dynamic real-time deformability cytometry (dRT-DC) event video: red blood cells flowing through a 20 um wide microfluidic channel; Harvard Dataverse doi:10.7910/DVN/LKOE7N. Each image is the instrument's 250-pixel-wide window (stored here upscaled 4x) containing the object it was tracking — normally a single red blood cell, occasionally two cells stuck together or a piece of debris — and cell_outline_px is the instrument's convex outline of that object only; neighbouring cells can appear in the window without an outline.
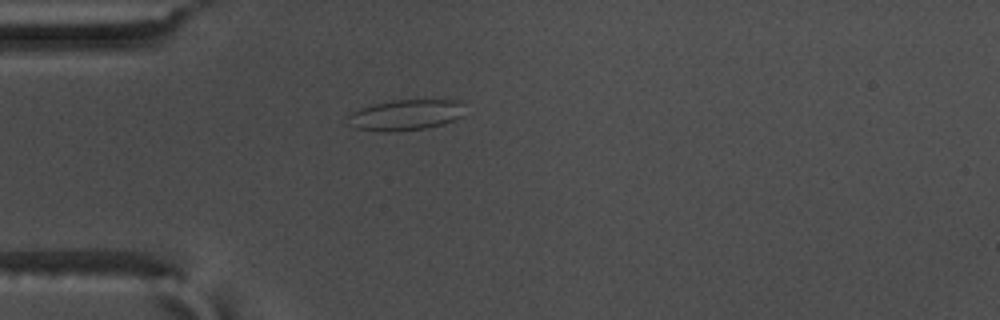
{"species": "common noctule bat (a hibernating species)", "species_latin": "Nyctalus noctula", "temperature_condition": "warm", "stored_images_in_passage": 56, "camera_frame_rate_fps": 3000, "um_per_image_px": 0.085, "animal": {"sex": "male", "body_mass_g": 17.5, "forearm_length_mm": 52.3}, "frame": {"image": 1, "passage_image": 16, "time_ms": 5.0, "image_size_px": [1000, 320], "cell_outline_px": [[464, 104], [460, 116], [456, 120], [444, 124], [424, 128], [400, 132], [380, 132], [356, 128], [348, 124], [348, 116], [352, 112], [360, 108], [392, 100], [460, 100]], "centroid_in_image_um": [34.47, 9.78], "position_along_channel_um": 50.5, "area_um2": 21.04}}
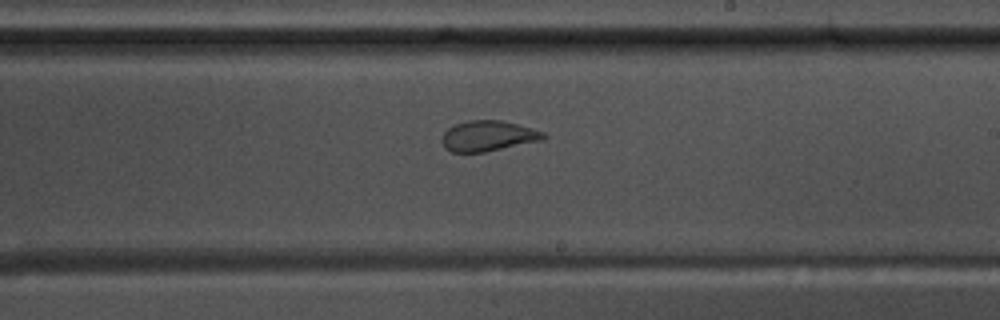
{"frame": {"image": 2, "passage_image": 33, "time_ms": 10.667, "image_size_px": [1000, 320], "cell_outline_px": [[548, 136], [544, 140], [484, 152], [452, 152], [444, 148], [440, 140], [444, 132], [448, 128], [456, 124], [468, 120], [500, 120], [532, 128], [544, 132]], "centroid_in_image_um": [41.49, 11.56], "position_along_channel_um": 247.5, "area_um2": 18.15}}
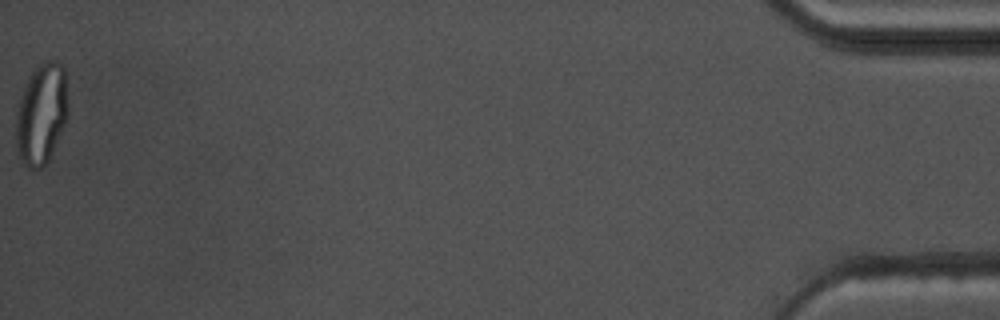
{"frame": {"image": 3, "passage_image": 56, "time_ms": 18.333, "image_size_px": [1000, 320], "cell_outline_px": [[68, 116], [48, 160], [40, 168], [28, 168], [24, 164], [16, 148], [16, 112], [20, 96], [28, 76], [44, 60], [56, 60], [64, 68], [68, 100]], "centroid_in_image_um": [3.52, 9.64], "position_along_channel_um": 431.7, "area_um2": 30.63}, "authors_computed_cell_mechanics": {"area_um2": 22.5998, "velocity_mm_per_s": 3.6899, "shape_relaxation_time_tau1_ms": null, "shape_relaxation_time_tau2_ms": 0.9748, "deformation_change_tau1": null, "deformation_change_tau2": 0.075}}